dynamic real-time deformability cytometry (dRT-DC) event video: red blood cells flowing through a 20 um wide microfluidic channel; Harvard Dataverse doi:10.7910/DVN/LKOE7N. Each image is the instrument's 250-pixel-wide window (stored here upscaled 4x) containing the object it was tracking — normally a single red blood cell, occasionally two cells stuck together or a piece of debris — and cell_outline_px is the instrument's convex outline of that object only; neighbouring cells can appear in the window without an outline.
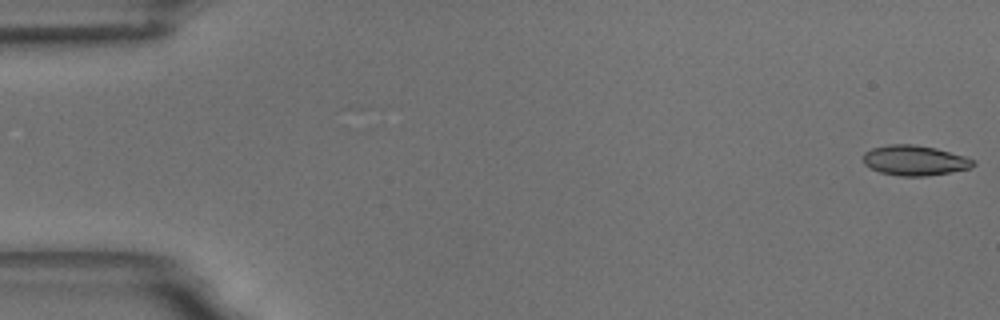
{"species": "common noctule bat (a hibernating species)", "species_latin": "Nyctalus noctula", "temperature_condition": "room temperature", "stored_images_in_passage": 56, "camera_frame_rate_fps": 3000, "um_per_image_px": 0.085, "animal": {"sex": "male", "body_mass_g": 18.8}, "frame": {"image": 1, "passage_image": 1, "time_ms": 0.0, "image_size_px": [1000, 320], "cell_outline_px": [[976, 164], [972, 168], [928, 176], [900, 176], [880, 172], [864, 164], [864, 152], [872, 148], [892, 144], [912, 144], [936, 148], [964, 156], [976, 160]], "centroid_in_image_um": [77.79, 13.64], "position_along_channel_um": 7.2, "area_um2": 19.31}}
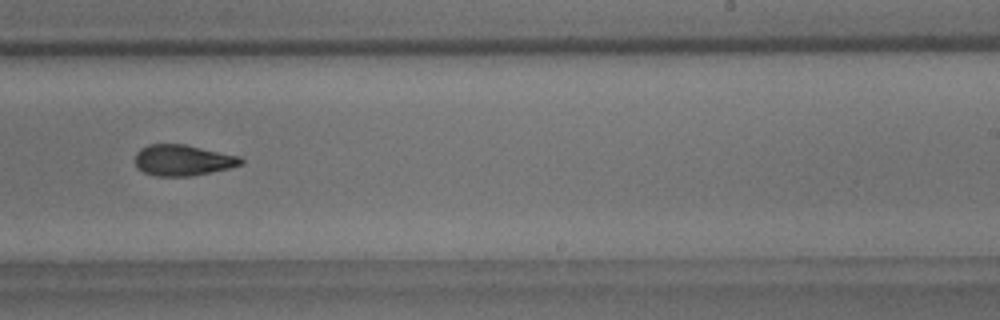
{"frame": {"image": 2, "passage_image": 35, "time_ms": 11.333, "image_size_px": [1000, 320], "cell_outline_px": [[244, 164], [228, 168], [188, 176], [152, 176], [136, 168], [136, 152], [140, 148], [148, 144], [184, 144], [240, 156], [244, 160]], "centroid_in_image_um": [15.52, 13.61], "position_along_channel_um": 273.5, "area_um2": 19.07}}
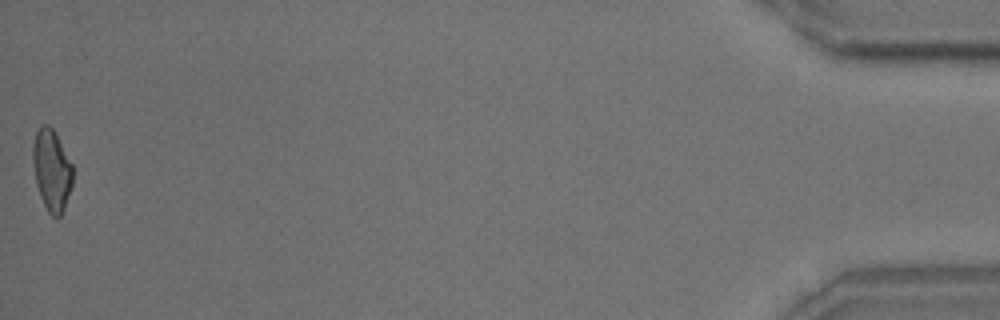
{"frame": {"image": 3, "passage_image": 56, "time_ms": 18.333, "image_size_px": [1000, 320], "cell_outline_px": [[72, 188], [64, 208], [60, 216], [56, 220], [48, 212], [40, 196], [36, 184], [32, 160], [32, 148], [36, 132], [40, 124], [48, 124], [52, 128], [72, 164]], "centroid_in_image_um": [4.38, 14.48], "position_along_channel_um": 430.8, "area_um2": 18.96}, "authors_computed_cell_mechanics": {"area_um2": 19.4497, "velocity_mm_per_s": 3.6306, "shape_relaxation_time_tau1_ms": 7.1889, "shape_relaxation_time_tau2_ms": 3.6592, "deformation_change_tau1": 0.1747, "deformation_change_tau2": 0.1122}}